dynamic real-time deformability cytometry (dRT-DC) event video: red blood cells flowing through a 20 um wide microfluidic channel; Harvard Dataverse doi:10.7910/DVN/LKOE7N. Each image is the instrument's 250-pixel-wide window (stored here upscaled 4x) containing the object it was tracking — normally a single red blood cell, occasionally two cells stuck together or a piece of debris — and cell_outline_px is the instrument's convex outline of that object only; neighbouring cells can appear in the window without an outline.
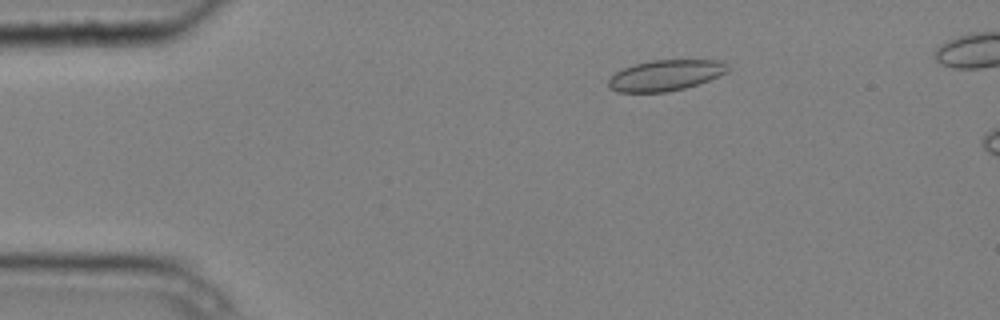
{"species": "common noctule bat (a hibernating species)", "species_latin": "Nyctalus noctula", "temperature_condition": "cold", "stored_images_in_passage": 4, "camera_frame_rate_fps": 3000, "um_per_image_px": 0.085, "animal": {"sex": "male", "body_mass_g": 20.4}, "frame": {"image": 1, "passage_image": 2, "time_ms": 0.333, "image_size_px": [1000, 320], "cell_outline_px": [[728, 72], [708, 80], [684, 88], [668, 92], [616, 92], [608, 88], [608, 80], [616, 72], [624, 68], [636, 64], [652, 60], [720, 60], [728, 68]], "centroid_in_image_um": [56.53, 6.41], "position_along_channel_um": 28.5, "area_um2": 21.21}}